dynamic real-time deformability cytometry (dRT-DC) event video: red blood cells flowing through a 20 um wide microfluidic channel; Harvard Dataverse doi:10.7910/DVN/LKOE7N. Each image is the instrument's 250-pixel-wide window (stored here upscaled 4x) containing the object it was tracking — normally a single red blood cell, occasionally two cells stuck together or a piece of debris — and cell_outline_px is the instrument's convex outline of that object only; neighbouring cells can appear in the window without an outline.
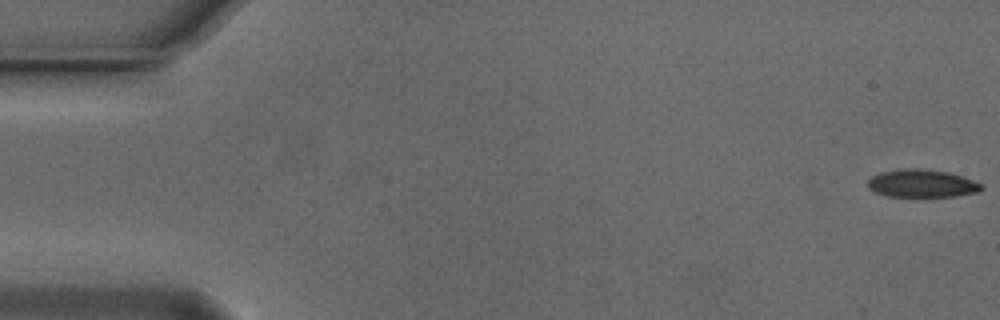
{"species": "Egyptian fruit bat (a non-hibernating species)", "species_latin": "Rousettus aegyptiacus", "temperature_condition": "cold", "stored_images_in_passage": 11, "camera_frame_rate_fps": 3000, "um_per_image_px": 0.085, "animal": {"sex": "male"}, "frame": {"image": 1, "passage_image": 1, "time_ms": 0.0, "image_size_px": [1000, 320], "cell_outline_px": [[984, 188], [976, 192], [956, 196], [888, 196], [876, 192], [868, 188], [868, 180], [872, 176], [880, 172], [900, 168], [916, 168], [948, 172], [984, 184]], "centroid_in_image_um": [78.35, 15.58], "position_along_channel_um": 6.7, "area_um2": 18.32}}